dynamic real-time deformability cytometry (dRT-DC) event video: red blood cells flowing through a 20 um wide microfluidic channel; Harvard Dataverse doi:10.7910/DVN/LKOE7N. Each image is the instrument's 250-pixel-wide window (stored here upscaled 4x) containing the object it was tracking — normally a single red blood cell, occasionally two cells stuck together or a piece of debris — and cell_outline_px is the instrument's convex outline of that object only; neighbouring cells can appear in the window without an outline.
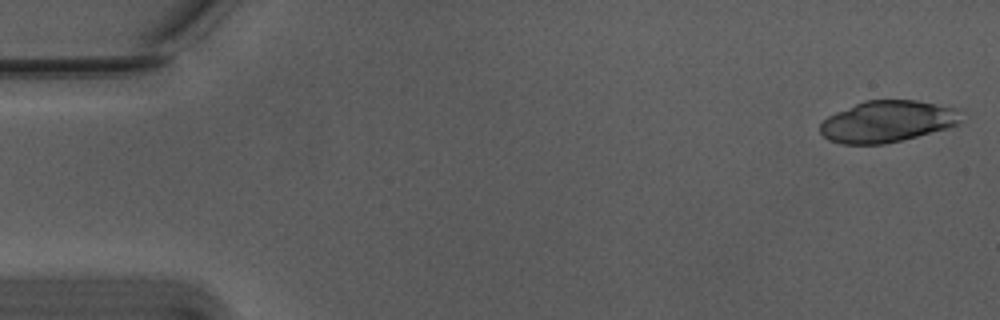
{"species": "Egyptian fruit bat (a non-hibernating species)", "species_latin": "Rousettus aegyptiacus", "temperature_condition": "warm", "stored_images_in_passage": 18, "camera_frame_rate_fps": 3000, "um_per_image_px": 0.085, "animal": {"sex": "male"}, "frame": {"image": 1, "passage_image": 1, "time_ms": 0.0, "image_size_px": [1000, 320], "cell_outline_px": [[972, 116], [960, 124], [948, 128], [884, 144], [840, 144], [828, 140], [820, 132], [820, 124], [828, 116], [836, 112], [864, 100], [916, 100], [964, 108]], "centroid_in_image_um": [75.6, 10.3], "position_along_channel_um": 9.4, "area_um2": 35.08}}